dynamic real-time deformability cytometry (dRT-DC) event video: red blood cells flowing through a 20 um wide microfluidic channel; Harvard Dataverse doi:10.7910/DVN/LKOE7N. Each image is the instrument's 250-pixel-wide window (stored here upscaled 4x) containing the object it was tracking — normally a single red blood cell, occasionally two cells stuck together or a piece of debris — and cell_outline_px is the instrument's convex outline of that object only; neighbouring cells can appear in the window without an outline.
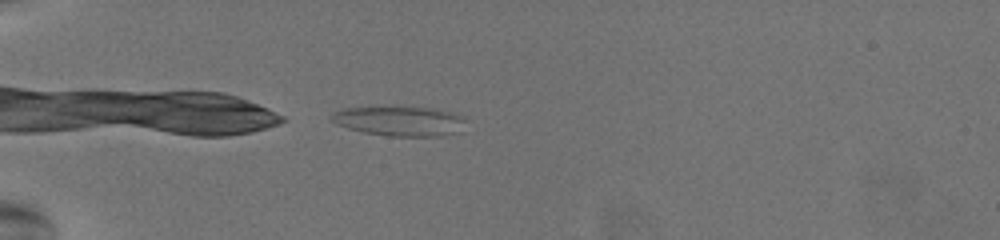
{"species": "common noctule bat (a hibernating species)", "species_latin": "Nyctalus noctula", "temperature_condition": "warm", "stored_images_in_passage": 32, "camera_frame_rate_fps": 3000, "um_per_image_px": 0.085, "animal": {"sex": "female", "body_mass_g": 19.5, "forearm_length_mm": 54.1}, "frame": {"image": 1, "passage_image": 1, "time_ms": 0.0, "image_size_px": [1000, 240], "cell_outline_px": [[464, 120], [460, 132], [440, 136], [388, 136], [364, 132], [348, 128], [336, 124], [328, 116], [344, 108], [432, 108], [452, 112], [464, 116]], "centroid_in_image_um": [33.99, 10.31], "position_along_channel_um": 51.0, "area_um2": 22.83}}
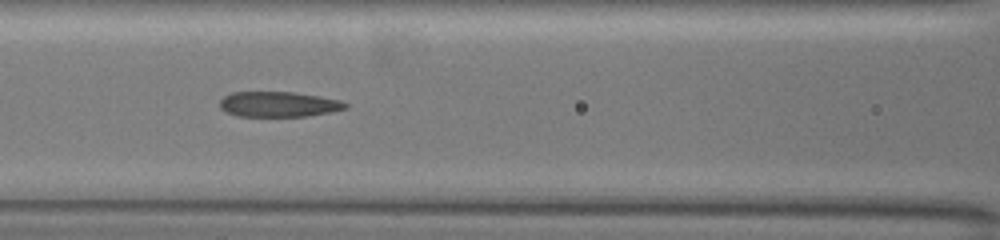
{"frame": {"image": 2, "passage_image": 11, "time_ms": 3.333, "image_size_px": [1000, 240], "cell_outline_px": [[348, 108], [332, 112], [308, 116], [236, 116], [224, 112], [220, 108], [220, 100], [224, 96], [232, 92], [292, 92], [320, 96], [340, 100], [348, 104]], "centroid_in_image_um": [23.68, 8.87], "position_along_channel_um": 142.9, "area_um2": 18.67}}
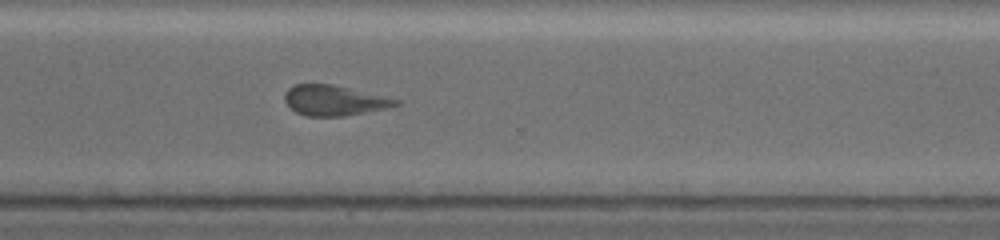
{"frame": {"image": 3, "passage_image": 27, "time_ms": 8.667, "image_size_px": [1000, 240], "cell_outline_px": [[400, 104], [384, 108], [344, 116], [308, 116], [296, 112], [284, 100], [284, 92], [288, 88], [296, 84], [332, 84], [400, 100]], "centroid_in_image_um": [28.36, 8.53], "position_along_channel_um": 342.2, "area_um2": 19.25}, "authors_computed_cell_mechanics": {"area_um2": 19.363, "velocity_mm_per_s": 3.7474, "shape_relaxation_time_tau1_ms": null, "shape_relaxation_time_tau2_ms": 2.4041, "deformation_change_tau1": null, "deformation_change_tau2": 0.1135}}